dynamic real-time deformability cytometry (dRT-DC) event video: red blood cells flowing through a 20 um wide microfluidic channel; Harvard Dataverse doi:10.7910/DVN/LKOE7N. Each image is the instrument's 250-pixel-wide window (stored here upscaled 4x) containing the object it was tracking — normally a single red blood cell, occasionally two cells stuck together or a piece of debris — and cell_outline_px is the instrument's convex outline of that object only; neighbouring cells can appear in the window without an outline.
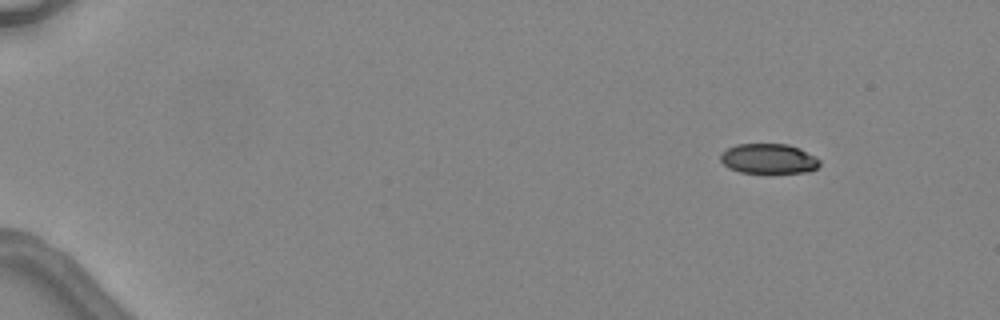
{"species": "common noctule bat (a hibernating species)", "species_latin": "Nyctalus noctula", "temperature_condition": "warm", "stored_images_in_passage": 4, "camera_frame_rate_fps": 3000, "um_per_image_px": 0.085, "animal": {"sex": "female", "body_mass_g": 24.6, "forearm_length_mm": 56.2}, "frame": {"image": 1, "passage_image": 1, "time_ms": 0.0, "image_size_px": [1000, 320], "cell_outline_px": [[820, 164], [816, 168], [808, 172], [740, 172], [728, 168], [720, 160], [720, 152], [736, 144], [788, 144], [800, 148], [820, 160]], "centroid_in_image_um": [65.3, 13.48], "position_along_channel_um": 19.7, "area_um2": 17.22}}
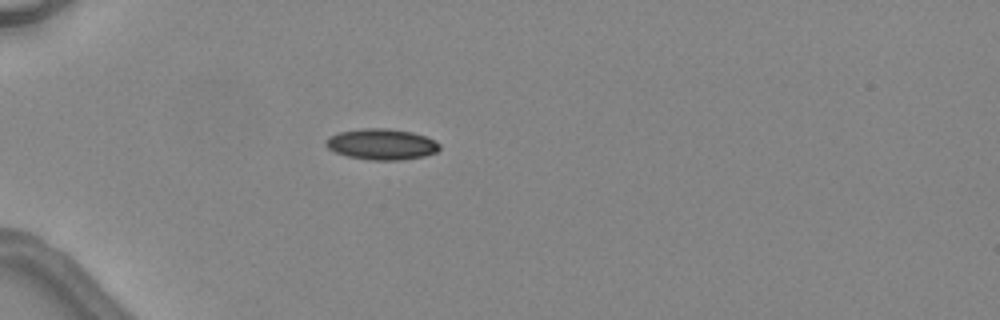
{"frame": {"image": 2, "passage_image": 4, "time_ms": 3.333, "image_size_px": [1000, 320], "cell_outline_px": [[440, 148], [436, 152], [424, 156], [400, 160], [372, 160], [348, 156], [336, 152], [328, 148], [324, 144], [328, 136], [340, 132], [364, 128], [388, 128], [412, 132], [436, 140], [440, 144]], "centroid_in_image_um": [32.44, 12.25], "position_along_channel_um": 52.6, "area_um2": 20.46}}